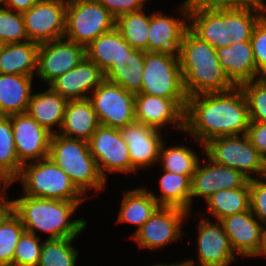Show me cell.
I'll return each instance as SVG.
<instances>
[{
  "instance_id": "obj_1",
  "label": "cell",
  "mask_w": 266,
  "mask_h": 266,
  "mask_svg": "<svg viewBox=\"0 0 266 266\" xmlns=\"http://www.w3.org/2000/svg\"><path fill=\"white\" fill-rule=\"evenodd\" d=\"M249 124L248 104L241 87L188 97L184 131L200 146L214 138L246 134Z\"/></svg>"
},
{
  "instance_id": "obj_2",
  "label": "cell",
  "mask_w": 266,
  "mask_h": 266,
  "mask_svg": "<svg viewBox=\"0 0 266 266\" xmlns=\"http://www.w3.org/2000/svg\"><path fill=\"white\" fill-rule=\"evenodd\" d=\"M178 55L187 97L236 87L221 67L217 50L189 28L184 33Z\"/></svg>"
},
{
  "instance_id": "obj_3",
  "label": "cell",
  "mask_w": 266,
  "mask_h": 266,
  "mask_svg": "<svg viewBox=\"0 0 266 266\" xmlns=\"http://www.w3.org/2000/svg\"><path fill=\"white\" fill-rule=\"evenodd\" d=\"M83 201H64L29 197L13 200V211L20 217L25 231L49 233L47 239L77 238L86 228L85 219L70 220Z\"/></svg>"
},
{
  "instance_id": "obj_4",
  "label": "cell",
  "mask_w": 266,
  "mask_h": 266,
  "mask_svg": "<svg viewBox=\"0 0 266 266\" xmlns=\"http://www.w3.org/2000/svg\"><path fill=\"white\" fill-rule=\"evenodd\" d=\"M48 157L70 177L84 196L87 190L105 189L106 180L99 172L87 141L68 138L56 131L50 139Z\"/></svg>"
},
{
  "instance_id": "obj_5",
  "label": "cell",
  "mask_w": 266,
  "mask_h": 266,
  "mask_svg": "<svg viewBox=\"0 0 266 266\" xmlns=\"http://www.w3.org/2000/svg\"><path fill=\"white\" fill-rule=\"evenodd\" d=\"M14 181L22 182L24 195L64 201H84L70 177L49 157L22 165Z\"/></svg>"
},
{
  "instance_id": "obj_6",
  "label": "cell",
  "mask_w": 266,
  "mask_h": 266,
  "mask_svg": "<svg viewBox=\"0 0 266 266\" xmlns=\"http://www.w3.org/2000/svg\"><path fill=\"white\" fill-rule=\"evenodd\" d=\"M142 79L141 94L173 99L186 110L178 53L145 52Z\"/></svg>"
},
{
  "instance_id": "obj_7",
  "label": "cell",
  "mask_w": 266,
  "mask_h": 266,
  "mask_svg": "<svg viewBox=\"0 0 266 266\" xmlns=\"http://www.w3.org/2000/svg\"><path fill=\"white\" fill-rule=\"evenodd\" d=\"M116 28V18L98 0H68L64 38L87 47Z\"/></svg>"
},
{
  "instance_id": "obj_8",
  "label": "cell",
  "mask_w": 266,
  "mask_h": 266,
  "mask_svg": "<svg viewBox=\"0 0 266 266\" xmlns=\"http://www.w3.org/2000/svg\"><path fill=\"white\" fill-rule=\"evenodd\" d=\"M202 148L213 162L233 168L249 180L254 178L250 174L256 173L257 178L263 177L264 159L246 134L214 138Z\"/></svg>"
},
{
  "instance_id": "obj_9",
  "label": "cell",
  "mask_w": 266,
  "mask_h": 266,
  "mask_svg": "<svg viewBox=\"0 0 266 266\" xmlns=\"http://www.w3.org/2000/svg\"><path fill=\"white\" fill-rule=\"evenodd\" d=\"M100 124L106 127L122 128L136 122L135 94L121 86L104 80L89 95Z\"/></svg>"
},
{
  "instance_id": "obj_10",
  "label": "cell",
  "mask_w": 266,
  "mask_h": 266,
  "mask_svg": "<svg viewBox=\"0 0 266 266\" xmlns=\"http://www.w3.org/2000/svg\"><path fill=\"white\" fill-rule=\"evenodd\" d=\"M189 212L177 207L160 206L130 237L142 249H158L182 238V224Z\"/></svg>"
},
{
  "instance_id": "obj_11",
  "label": "cell",
  "mask_w": 266,
  "mask_h": 266,
  "mask_svg": "<svg viewBox=\"0 0 266 266\" xmlns=\"http://www.w3.org/2000/svg\"><path fill=\"white\" fill-rule=\"evenodd\" d=\"M68 0H40L22 13L29 41L43 43L64 38Z\"/></svg>"
},
{
  "instance_id": "obj_12",
  "label": "cell",
  "mask_w": 266,
  "mask_h": 266,
  "mask_svg": "<svg viewBox=\"0 0 266 266\" xmlns=\"http://www.w3.org/2000/svg\"><path fill=\"white\" fill-rule=\"evenodd\" d=\"M100 174L106 180L109 173H131V160L120 129L100 125L88 141Z\"/></svg>"
},
{
  "instance_id": "obj_13",
  "label": "cell",
  "mask_w": 266,
  "mask_h": 266,
  "mask_svg": "<svg viewBox=\"0 0 266 266\" xmlns=\"http://www.w3.org/2000/svg\"><path fill=\"white\" fill-rule=\"evenodd\" d=\"M85 57L84 46L65 38L40 43L37 51V75L49 86Z\"/></svg>"
},
{
  "instance_id": "obj_14",
  "label": "cell",
  "mask_w": 266,
  "mask_h": 266,
  "mask_svg": "<svg viewBox=\"0 0 266 266\" xmlns=\"http://www.w3.org/2000/svg\"><path fill=\"white\" fill-rule=\"evenodd\" d=\"M11 119L13 137L19 162H35L48 158L52 133L27 113L8 116Z\"/></svg>"
},
{
  "instance_id": "obj_15",
  "label": "cell",
  "mask_w": 266,
  "mask_h": 266,
  "mask_svg": "<svg viewBox=\"0 0 266 266\" xmlns=\"http://www.w3.org/2000/svg\"><path fill=\"white\" fill-rule=\"evenodd\" d=\"M238 256H261L264 243V225L251 210L227 216L219 221Z\"/></svg>"
},
{
  "instance_id": "obj_16",
  "label": "cell",
  "mask_w": 266,
  "mask_h": 266,
  "mask_svg": "<svg viewBox=\"0 0 266 266\" xmlns=\"http://www.w3.org/2000/svg\"><path fill=\"white\" fill-rule=\"evenodd\" d=\"M197 233V266H229L236 261V254L219 221L213 223L209 218L202 217L198 223ZM188 261L195 266L194 260Z\"/></svg>"
},
{
  "instance_id": "obj_17",
  "label": "cell",
  "mask_w": 266,
  "mask_h": 266,
  "mask_svg": "<svg viewBox=\"0 0 266 266\" xmlns=\"http://www.w3.org/2000/svg\"><path fill=\"white\" fill-rule=\"evenodd\" d=\"M178 7L184 18L163 15L161 11L150 14L148 52L178 53L184 33L189 28L190 0Z\"/></svg>"
},
{
  "instance_id": "obj_18",
  "label": "cell",
  "mask_w": 266,
  "mask_h": 266,
  "mask_svg": "<svg viewBox=\"0 0 266 266\" xmlns=\"http://www.w3.org/2000/svg\"><path fill=\"white\" fill-rule=\"evenodd\" d=\"M189 29L213 48L234 44L230 37V9H208L190 0Z\"/></svg>"
},
{
  "instance_id": "obj_19",
  "label": "cell",
  "mask_w": 266,
  "mask_h": 266,
  "mask_svg": "<svg viewBox=\"0 0 266 266\" xmlns=\"http://www.w3.org/2000/svg\"><path fill=\"white\" fill-rule=\"evenodd\" d=\"M208 163L203 166L199 162L196 171L191 177L192 198H203L205 201L219 190L236 189L244 187L249 179L241 172L213 162L207 155Z\"/></svg>"
},
{
  "instance_id": "obj_20",
  "label": "cell",
  "mask_w": 266,
  "mask_h": 266,
  "mask_svg": "<svg viewBox=\"0 0 266 266\" xmlns=\"http://www.w3.org/2000/svg\"><path fill=\"white\" fill-rule=\"evenodd\" d=\"M120 131L128 147L131 173L158 163L160 147L164 141L160 130L134 122L120 128Z\"/></svg>"
},
{
  "instance_id": "obj_21",
  "label": "cell",
  "mask_w": 266,
  "mask_h": 266,
  "mask_svg": "<svg viewBox=\"0 0 266 266\" xmlns=\"http://www.w3.org/2000/svg\"><path fill=\"white\" fill-rule=\"evenodd\" d=\"M135 120L161 130L173 123L178 130H185V110L173 99L154 95L135 94Z\"/></svg>"
},
{
  "instance_id": "obj_22",
  "label": "cell",
  "mask_w": 266,
  "mask_h": 266,
  "mask_svg": "<svg viewBox=\"0 0 266 266\" xmlns=\"http://www.w3.org/2000/svg\"><path fill=\"white\" fill-rule=\"evenodd\" d=\"M104 80V73L99 66L85 57L49 86L67 100H84L89 97L88 91L93 92Z\"/></svg>"
},
{
  "instance_id": "obj_23",
  "label": "cell",
  "mask_w": 266,
  "mask_h": 266,
  "mask_svg": "<svg viewBox=\"0 0 266 266\" xmlns=\"http://www.w3.org/2000/svg\"><path fill=\"white\" fill-rule=\"evenodd\" d=\"M216 50L221 67L236 87L256 79V64L251 41L237 42Z\"/></svg>"
},
{
  "instance_id": "obj_24",
  "label": "cell",
  "mask_w": 266,
  "mask_h": 266,
  "mask_svg": "<svg viewBox=\"0 0 266 266\" xmlns=\"http://www.w3.org/2000/svg\"><path fill=\"white\" fill-rule=\"evenodd\" d=\"M100 125L98 115L88 99L68 100L64 121L58 133L68 138L88 142Z\"/></svg>"
},
{
  "instance_id": "obj_25",
  "label": "cell",
  "mask_w": 266,
  "mask_h": 266,
  "mask_svg": "<svg viewBox=\"0 0 266 266\" xmlns=\"http://www.w3.org/2000/svg\"><path fill=\"white\" fill-rule=\"evenodd\" d=\"M33 76L0 73V116L26 113Z\"/></svg>"
},
{
  "instance_id": "obj_26",
  "label": "cell",
  "mask_w": 266,
  "mask_h": 266,
  "mask_svg": "<svg viewBox=\"0 0 266 266\" xmlns=\"http://www.w3.org/2000/svg\"><path fill=\"white\" fill-rule=\"evenodd\" d=\"M48 87L44 92L32 93L26 113L54 134V126L61 129L68 100Z\"/></svg>"
},
{
  "instance_id": "obj_27",
  "label": "cell",
  "mask_w": 266,
  "mask_h": 266,
  "mask_svg": "<svg viewBox=\"0 0 266 266\" xmlns=\"http://www.w3.org/2000/svg\"><path fill=\"white\" fill-rule=\"evenodd\" d=\"M145 51L132 48L104 74V79L138 94L142 87Z\"/></svg>"
},
{
  "instance_id": "obj_28",
  "label": "cell",
  "mask_w": 266,
  "mask_h": 266,
  "mask_svg": "<svg viewBox=\"0 0 266 266\" xmlns=\"http://www.w3.org/2000/svg\"><path fill=\"white\" fill-rule=\"evenodd\" d=\"M39 43L5 44L0 53V73L33 76L37 72Z\"/></svg>"
},
{
  "instance_id": "obj_29",
  "label": "cell",
  "mask_w": 266,
  "mask_h": 266,
  "mask_svg": "<svg viewBox=\"0 0 266 266\" xmlns=\"http://www.w3.org/2000/svg\"><path fill=\"white\" fill-rule=\"evenodd\" d=\"M131 49L132 47L115 28L93 40L85 47V53L86 58L96 63L105 74L115 62Z\"/></svg>"
},
{
  "instance_id": "obj_30",
  "label": "cell",
  "mask_w": 266,
  "mask_h": 266,
  "mask_svg": "<svg viewBox=\"0 0 266 266\" xmlns=\"http://www.w3.org/2000/svg\"><path fill=\"white\" fill-rule=\"evenodd\" d=\"M159 207L158 202L145 187L124 191L117 221L134 224L137 231Z\"/></svg>"
},
{
  "instance_id": "obj_31",
  "label": "cell",
  "mask_w": 266,
  "mask_h": 266,
  "mask_svg": "<svg viewBox=\"0 0 266 266\" xmlns=\"http://www.w3.org/2000/svg\"><path fill=\"white\" fill-rule=\"evenodd\" d=\"M160 176L159 188L160 196H155L152 192V197L160 206L177 207L184 209L190 213L191 210V177L192 175H180L164 171ZM159 197V198H158Z\"/></svg>"
},
{
  "instance_id": "obj_32",
  "label": "cell",
  "mask_w": 266,
  "mask_h": 266,
  "mask_svg": "<svg viewBox=\"0 0 266 266\" xmlns=\"http://www.w3.org/2000/svg\"><path fill=\"white\" fill-rule=\"evenodd\" d=\"M208 214H212L216 221L247 210H250L249 182L244 187L229 190H219L207 200Z\"/></svg>"
},
{
  "instance_id": "obj_33",
  "label": "cell",
  "mask_w": 266,
  "mask_h": 266,
  "mask_svg": "<svg viewBox=\"0 0 266 266\" xmlns=\"http://www.w3.org/2000/svg\"><path fill=\"white\" fill-rule=\"evenodd\" d=\"M150 15L144 9L123 14L116 19V29L134 49L148 52Z\"/></svg>"
},
{
  "instance_id": "obj_34",
  "label": "cell",
  "mask_w": 266,
  "mask_h": 266,
  "mask_svg": "<svg viewBox=\"0 0 266 266\" xmlns=\"http://www.w3.org/2000/svg\"><path fill=\"white\" fill-rule=\"evenodd\" d=\"M165 144V142L161 144L158 159L159 163L162 161L163 171L180 175H193L200 162L196 151L194 152L184 145H177L166 149Z\"/></svg>"
},
{
  "instance_id": "obj_35",
  "label": "cell",
  "mask_w": 266,
  "mask_h": 266,
  "mask_svg": "<svg viewBox=\"0 0 266 266\" xmlns=\"http://www.w3.org/2000/svg\"><path fill=\"white\" fill-rule=\"evenodd\" d=\"M74 239L44 240L37 266H75L79 252L72 245Z\"/></svg>"
},
{
  "instance_id": "obj_36",
  "label": "cell",
  "mask_w": 266,
  "mask_h": 266,
  "mask_svg": "<svg viewBox=\"0 0 266 266\" xmlns=\"http://www.w3.org/2000/svg\"><path fill=\"white\" fill-rule=\"evenodd\" d=\"M266 14V7L230 9V37L234 43L250 41L258 21Z\"/></svg>"
},
{
  "instance_id": "obj_37",
  "label": "cell",
  "mask_w": 266,
  "mask_h": 266,
  "mask_svg": "<svg viewBox=\"0 0 266 266\" xmlns=\"http://www.w3.org/2000/svg\"><path fill=\"white\" fill-rule=\"evenodd\" d=\"M25 228L20 217L12 211L0 224V266H11L16 245Z\"/></svg>"
},
{
  "instance_id": "obj_38",
  "label": "cell",
  "mask_w": 266,
  "mask_h": 266,
  "mask_svg": "<svg viewBox=\"0 0 266 266\" xmlns=\"http://www.w3.org/2000/svg\"><path fill=\"white\" fill-rule=\"evenodd\" d=\"M0 167L14 180L22 168L17 157L11 119L6 116H0Z\"/></svg>"
},
{
  "instance_id": "obj_39",
  "label": "cell",
  "mask_w": 266,
  "mask_h": 266,
  "mask_svg": "<svg viewBox=\"0 0 266 266\" xmlns=\"http://www.w3.org/2000/svg\"><path fill=\"white\" fill-rule=\"evenodd\" d=\"M240 87L247 100L250 121L266 123V77H259Z\"/></svg>"
},
{
  "instance_id": "obj_40",
  "label": "cell",
  "mask_w": 266,
  "mask_h": 266,
  "mask_svg": "<svg viewBox=\"0 0 266 266\" xmlns=\"http://www.w3.org/2000/svg\"><path fill=\"white\" fill-rule=\"evenodd\" d=\"M0 39L5 44L29 41L22 13L0 7Z\"/></svg>"
},
{
  "instance_id": "obj_41",
  "label": "cell",
  "mask_w": 266,
  "mask_h": 266,
  "mask_svg": "<svg viewBox=\"0 0 266 266\" xmlns=\"http://www.w3.org/2000/svg\"><path fill=\"white\" fill-rule=\"evenodd\" d=\"M40 240L39 236L24 231L16 245L11 266H37L42 248Z\"/></svg>"
},
{
  "instance_id": "obj_42",
  "label": "cell",
  "mask_w": 266,
  "mask_h": 266,
  "mask_svg": "<svg viewBox=\"0 0 266 266\" xmlns=\"http://www.w3.org/2000/svg\"><path fill=\"white\" fill-rule=\"evenodd\" d=\"M250 41L256 64V79L266 77V15L256 24Z\"/></svg>"
},
{
  "instance_id": "obj_43",
  "label": "cell",
  "mask_w": 266,
  "mask_h": 266,
  "mask_svg": "<svg viewBox=\"0 0 266 266\" xmlns=\"http://www.w3.org/2000/svg\"><path fill=\"white\" fill-rule=\"evenodd\" d=\"M250 210L253 215L266 225V178L259 177L249 180Z\"/></svg>"
},
{
  "instance_id": "obj_44",
  "label": "cell",
  "mask_w": 266,
  "mask_h": 266,
  "mask_svg": "<svg viewBox=\"0 0 266 266\" xmlns=\"http://www.w3.org/2000/svg\"><path fill=\"white\" fill-rule=\"evenodd\" d=\"M194 4L208 9H246L266 7L261 0H191Z\"/></svg>"
},
{
  "instance_id": "obj_45",
  "label": "cell",
  "mask_w": 266,
  "mask_h": 266,
  "mask_svg": "<svg viewBox=\"0 0 266 266\" xmlns=\"http://www.w3.org/2000/svg\"><path fill=\"white\" fill-rule=\"evenodd\" d=\"M116 19L127 13L144 9L147 0H98Z\"/></svg>"
},
{
  "instance_id": "obj_46",
  "label": "cell",
  "mask_w": 266,
  "mask_h": 266,
  "mask_svg": "<svg viewBox=\"0 0 266 266\" xmlns=\"http://www.w3.org/2000/svg\"><path fill=\"white\" fill-rule=\"evenodd\" d=\"M246 136L252 146L266 159V123L250 121Z\"/></svg>"
},
{
  "instance_id": "obj_47",
  "label": "cell",
  "mask_w": 266,
  "mask_h": 266,
  "mask_svg": "<svg viewBox=\"0 0 266 266\" xmlns=\"http://www.w3.org/2000/svg\"><path fill=\"white\" fill-rule=\"evenodd\" d=\"M38 1L40 0H4L2 4L7 9L23 13L28 11Z\"/></svg>"
},
{
  "instance_id": "obj_48",
  "label": "cell",
  "mask_w": 266,
  "mask_h": 266,
  "mask_svg": "<svg viewBox=\"0 0 266 266\" xmlns=\"http://www.w3.org/2000/svg\"><path fill=\"white\" fill-rule=\"evenodd\" d=\"M7 197H0V224L13 211V200H6Z\"/></svg>"
},
{
  "instance_id": "obj_49",
  "label": "cell",
  "mask_w": 266,
  "mask_h": 266,
  "mask_svg": "<svg viewBox=\"0 0 266 266\" xmlns=\"http://www.w3.org/2000/svg\"><path fill=\"white\" fill-rule=\"evenodd\" d=\"M14 182V179L3 168L0 167V197L6 196L4 192L6 191L7 187Z\"/></svg>"
},
{
  "instance_id": "obj_50",
  "label": "cell",
  "mask_w": 266,
  "mask_h": 266,
  "mask_svg": "<svg viewBox=\"0 0 266 266\" xmlns=\"http://www.w3.org/2000/svg\"><path fill=\"white\" fill-rule=\"evenodd\" d=\"M153 266H194L191 262H189L187 259L181 261V263H173V264H155Z\"/></svg>"
},
{
  "instance_id": "obj_51",
  "label": "cell",
  "mask_w": 266,
  "mask_h": 266,
  "mask_svg": "<svg viewBox=\"0 0 266 266\" xmlns=\"http://www.w3.org/2000/svg\"><path fill=\"white\" fill-rule=\"evenodd\" d=\"M261 255L265 256L266 258V225L264 226V243H263V248H262V253Z\"/></svg>"
},
{
  "instance_id": "obj_52",
  "label": "cell",
  "mask_w": 266,
  "mask_h": 266,
  "mask_svg": "<svg viewBox=\"0 0 266 266\" xmlns=\"http://www.w3.org/2000/svg\"><path fill=\"white\" fill-rule=\"evenodd\" d=\"M5 43L0 39V53L4 47Z\"/></svg>"
},
{
  "instance_id": "obj_53",
  "label": "cell",
  "mask_w": 266,
  "mask_h": 266,
  "mask_svg": "<svg viewBox=\"0 0 266 266\" xmlns=\"http://www.w3.org/2000/svg\"><path fill=\"white\" fill-rule=\"evenodd\" d=\"M263 177L266 178V159L264 160V174Z\"/></svg>"
}]
</instances>
